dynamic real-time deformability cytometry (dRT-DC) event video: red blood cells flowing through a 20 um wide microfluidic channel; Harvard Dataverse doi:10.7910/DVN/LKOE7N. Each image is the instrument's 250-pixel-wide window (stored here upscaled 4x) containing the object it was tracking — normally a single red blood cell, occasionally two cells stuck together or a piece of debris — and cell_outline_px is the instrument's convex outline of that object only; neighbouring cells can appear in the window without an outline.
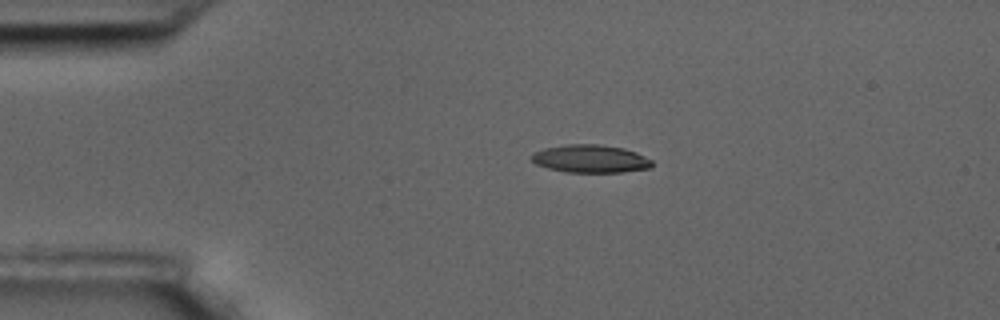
{"species": "common noctule bat (a hibernating species)", "species_latin": "Nyctalus noctula", "temperature_condition": "room temperature", "stored_images_in_passage": 3, "camera_frame_rate_fps": 3000, "um_per_image_px": 0.085, "animal": {"sex": "male", "body_mass_g": 17.5, "forearm_length_mm": 52.3}, "frame": {"image": 1, "passage_image": 1, "time_ms": 0.0, "image_size_px": [1000, 320], "cell_outline_px": [[652, 168], [624, 172], [564, 172], [548, 168], [536, 164], [532, 160], [532, 152], [544, 148], [564, 144], [600, 144], [624, 148], [636, 152], [652, 160]], "centroid_in_image_um": [50.19, 13.49], "position_along_channel_um": 34.8, "area_um2": 19.77}}
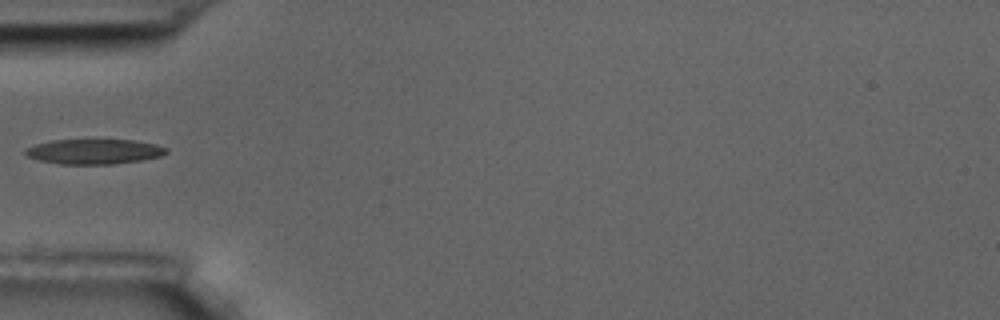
{"frame": {"image": 2, "passage_image": 3, "time_ms": 0.667, "image_size_px": [1000, 320], "cell_outline_px": [[168, 152], [160, 156], [140, 160], [116, 164], [60, 164], [40, 160], [28, 156], [24, 152], [24, 148], [36, 144], [52, 140], [132, 140], [156, 144], [168, 148]], "centroid_in_image_um": [8.0, 12.88], "position_along_channel_um": 77.0, "area_um2": 20.46}}